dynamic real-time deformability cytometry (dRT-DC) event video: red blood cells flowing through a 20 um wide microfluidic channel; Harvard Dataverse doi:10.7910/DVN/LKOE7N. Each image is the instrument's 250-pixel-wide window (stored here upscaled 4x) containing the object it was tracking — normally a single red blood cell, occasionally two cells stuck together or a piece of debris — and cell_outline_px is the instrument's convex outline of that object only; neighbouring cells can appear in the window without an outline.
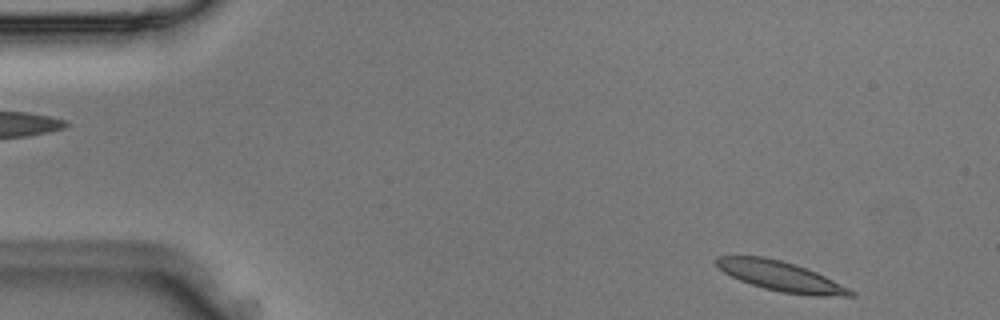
{"species": "Egyptian fruit bat (a non-hibernating species)", "species_latin": "Rousettus aegyptiacus", "temperature_condition": "room temperature", "stored_images_in_passage": 4, "segment_of_instrument_passage": [2, 2], "camera_frame_rate_fps": 3000, "um_per_image_px": 0.085, "animal": {"sex": "male"}, "frame": {"image": 1, "passage_image": 4, "time_ms": 1.0, "image_size_px": [1000, 320], "cell_outline_px": [[856, 292], [852, 296], [812, 296], [780, 292], [764, 288], [740, 280], [724, 272], [716, 264], [716, 256], [764, 256], [796, 264], [816, 272]], "centroid_in_image_um": [66.37, 23.48], "position_along_channel_um": 18.6, "area_um2": 23.06}}